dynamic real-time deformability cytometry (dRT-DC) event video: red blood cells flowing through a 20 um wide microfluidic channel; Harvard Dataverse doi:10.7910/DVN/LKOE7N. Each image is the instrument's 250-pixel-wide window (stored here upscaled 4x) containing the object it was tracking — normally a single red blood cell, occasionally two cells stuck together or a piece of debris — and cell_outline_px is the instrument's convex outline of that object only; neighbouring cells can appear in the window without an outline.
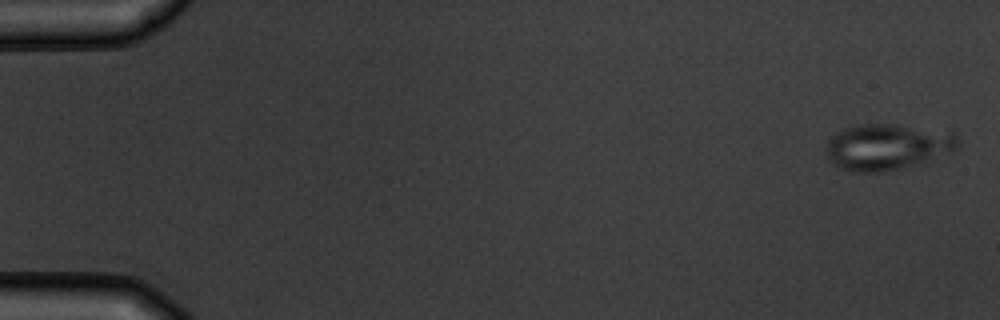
{"species": "common noctule bat (a hibernating species)", "species_latin": "Nyctalus noctula", "temperature_condition": "warm", "stored_images_in_passage": 9, "camera_frame_rate_fps": 3000, "um_per_image_px": 0.085, "animal": {"sex": "male", "body_mass_g": 19.5, "forearm_length_mm": 54.6}, "frame": {"image": 1, "passage_image": 1, "time_ms": 0.0, "image_size_px": [1000, 320], "cell_outline_px": [[960, 148], [952, 152], [904, 168], [880, 172], [848, 172], [832, 164], [828, 160], [824, 148], [828, 140], [836, 132], [860, 124], [892, 124], [956, 132], [960, 140]], "centroid_in_image_um": [75.43, 12.49], "position_along_channel_um": 9.6, "area_um2": 35.95}}